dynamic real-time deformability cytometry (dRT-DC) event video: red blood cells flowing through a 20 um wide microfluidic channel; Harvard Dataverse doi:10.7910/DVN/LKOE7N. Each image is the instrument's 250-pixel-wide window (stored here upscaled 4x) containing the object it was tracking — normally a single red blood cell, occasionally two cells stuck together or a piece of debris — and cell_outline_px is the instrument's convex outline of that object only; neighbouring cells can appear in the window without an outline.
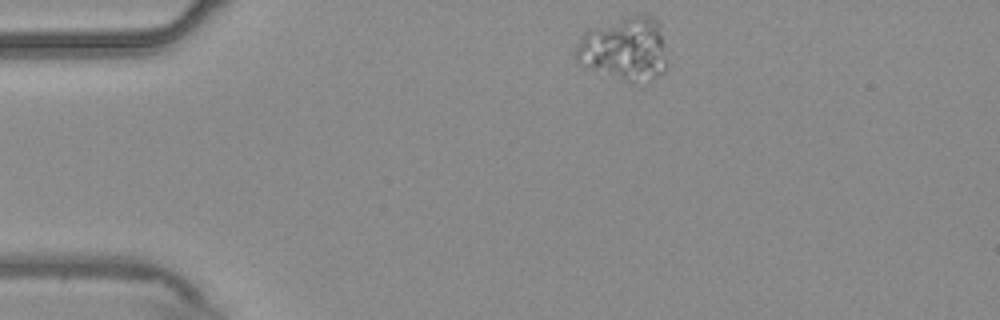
{"species": "common noctule bat (a hibernating species)", "species_latin": "Nyctalus noctula", "temperature_condition": "warm", "stored_images_in_passage": 46, "camera_frame_rate_fps": 3000, "um_per_image_px": 0.085, "animal": {"sex": "male", "body_mass_g": 20.4}, "frame": {"image": 1, "passage_image": 1, "time_ms": 0.0, "image_size_px": [1000, 320], "cell_outline_px": [[668, 64], [664, 72], [656, 76], [628, 80], [624, 80], [580, 64], [576, 60], [576, 48], [580, 36], [588, 28], [636, 12], [652, 16], [660, 20]], "centroid_in_image_um": [53.11, 4.04], "position_along_channel_um": 31.9, "area_um2": 33.93}}
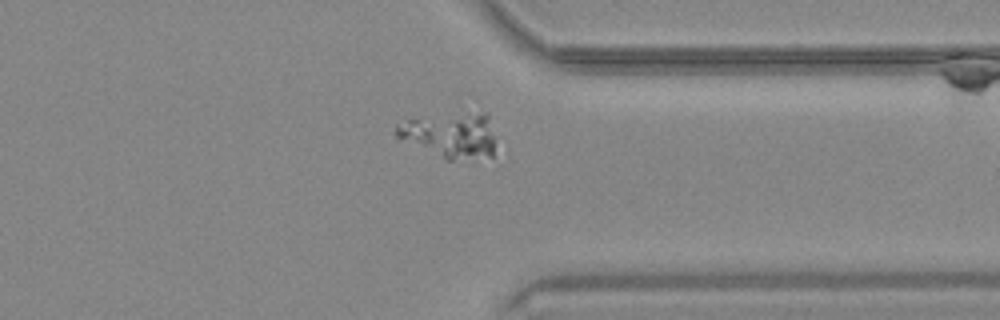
{"frame": {"image": 2, "passage_image": 34, "time_ms": 11.0, "image_size_px": [1000, 320], "cell_outline_px": [[492, 156], [452, 160], [448, 160], [396, 136], [396, 124], [408, 120], [484, 112], [488, 112], [492, 136]], "centroid_in_image_um": [38.3, 11.5], "position_along_channel_um": 373.1, "area_um2": 24.8}}
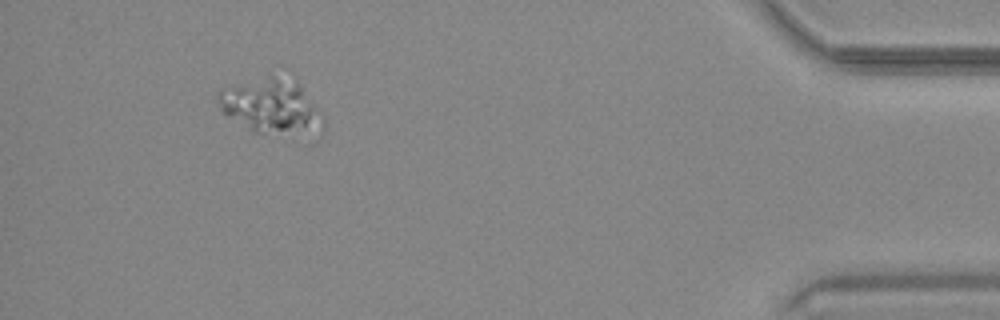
{"frame": {"image": 3, "passage_image": 42, "time_ms": 13.667, "image_size_px": [1000, 320], "cell_outline_px": [[324, 128], [264, 132], [256, 132], [228, 116], [220, 108], [216, 100], [216, 92], [220, 88], [272, 76], [292, 72], [324, 116]], "centroid_in_image_um": [23.04, 8.9], "position_along_channel_um": 412.2, "area_um2": 32.71}}